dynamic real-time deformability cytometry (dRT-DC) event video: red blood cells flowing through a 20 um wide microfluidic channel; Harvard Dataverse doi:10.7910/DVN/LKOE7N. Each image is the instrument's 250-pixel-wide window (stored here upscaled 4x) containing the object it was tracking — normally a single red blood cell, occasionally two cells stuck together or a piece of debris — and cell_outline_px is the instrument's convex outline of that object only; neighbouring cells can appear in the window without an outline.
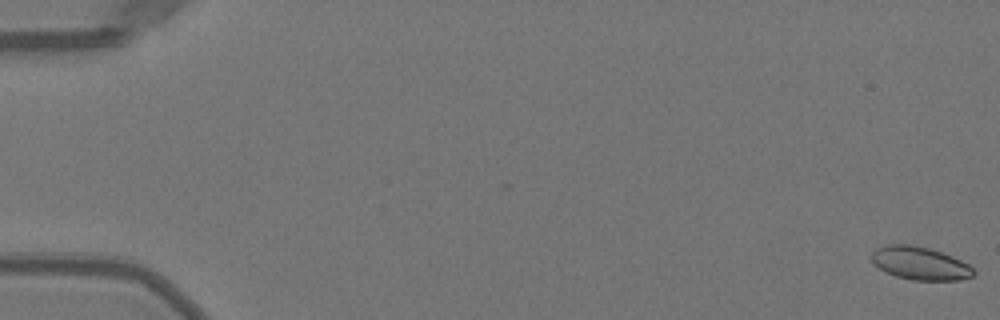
{"species": "Egyptian fruit bat (a non-hibernating species)", "species_latin": "Rousettus aegyptiacus", "temperature_condition": "warm", "stored_images_in_passage": 8, "camera_frame_rate_fps": 3000, "um_per_image_px": 0.085, "animal": {"sex": "female"}, "frame": {"image": 1, "passage_image": 1, "time_ms": 0.0, "image_size_px": [1000, 320], "cell_outline_px": [[976, 272], [972, 276], [960, 280], [912, 280], [896, 276], [884, 272], [872, 264], [872, 252], [876, 248], [888, 244], [908, 244], [928, 248], [952, 256], [968, 264]], "centroid_in_image_um": [78.16, 22.38], "position_along_channel_um": 6.8, "area_um2": 19.65}}